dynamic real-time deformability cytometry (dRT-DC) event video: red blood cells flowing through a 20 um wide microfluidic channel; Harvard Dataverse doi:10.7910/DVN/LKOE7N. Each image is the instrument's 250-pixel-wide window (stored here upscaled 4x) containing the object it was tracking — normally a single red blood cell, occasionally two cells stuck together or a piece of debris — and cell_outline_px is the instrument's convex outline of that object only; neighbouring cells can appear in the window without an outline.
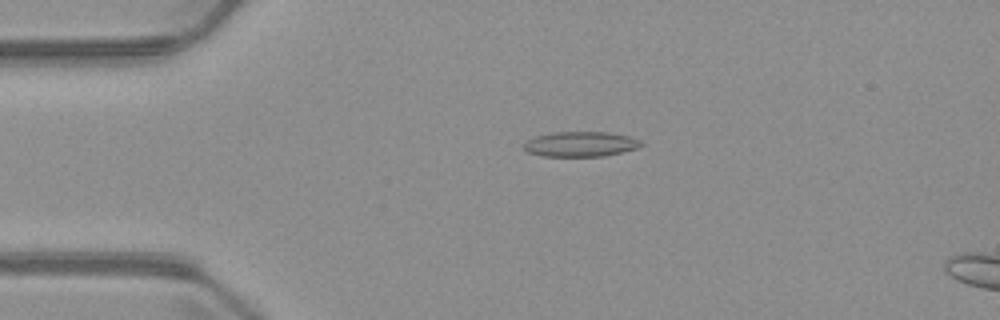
{"species": "common noctule bat (a hibernating species)", "species_latin": "Nyctalus noctula", "temperature_condition": "warm", "stored_images_in_passage": 4, "camera_frame_rate_fps": 3000, "um_per_image_px": 0.085, "animal": {"sex": "male", "body_mass_g": 23.1, "forearm_length_mm": 52.7}, "frame": {"image": 1, "passage_image": 2, "time_ms": 1.333, "image_size_px": [1000, 320], "cell_outline_px": [[644, 144], [636, 148], [604, 156], [540, 156], [528, 152], [524, 148], [524, 144], [528, 140], [536, 136], [556, 132], [608, 132], [628, 136], [640, 140]], "centroid_in_image_um": [49.35, 12.25], "position_along_channel_um": 35.7, "area_um2": 16.94}}